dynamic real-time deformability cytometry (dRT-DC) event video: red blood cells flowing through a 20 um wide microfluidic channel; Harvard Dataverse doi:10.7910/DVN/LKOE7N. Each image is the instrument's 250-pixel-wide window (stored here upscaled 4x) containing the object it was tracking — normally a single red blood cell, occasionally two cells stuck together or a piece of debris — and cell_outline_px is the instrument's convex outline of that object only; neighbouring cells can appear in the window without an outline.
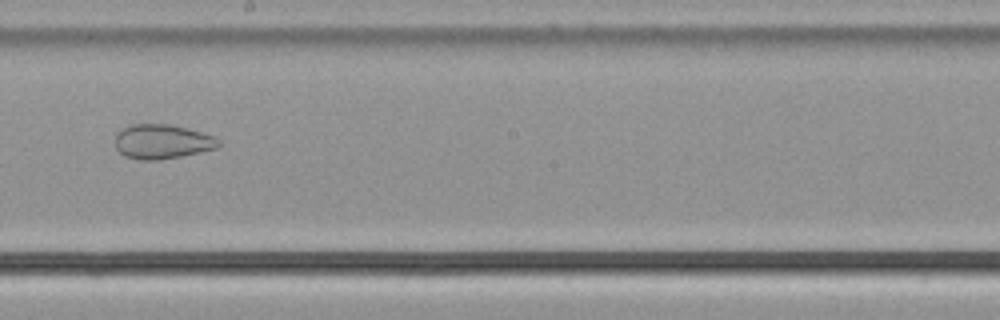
{"species": "common noctule bat (a hibernating species)", "species_latin": "Nyctalus noctula", "temperature_condition": "cold", "stored_images_in_passage": 41, "camera_frame_rate_fps": 3000, "um_per_image_px": 0.085, "animal": {"sex": "male", "body_mass_g": 21.5, "forearm_length_mm": 52.0}, "frame": {"image": 1, "passage_image": 18, "time_ms": 5.667, "image_size_px": [1000, 320], "cell_outline_px": [[220, 144], [216, 148], [200, 152], [160, 160], [140, 160], [124, 156], [116, 148], [116, 132], [132, 124], [168, 124], [188, 128], [216, 136], [220, 140]], "centroid_in_image_um": [13.8, 12.03], "position_along_channel_um": 234.4, "area_um2": 20.87}}
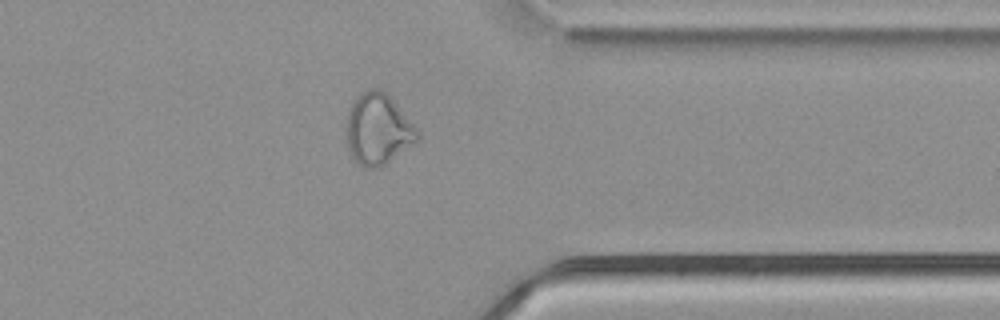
{"frame": {"image": 2, "passage_image": 30, "time_ms": 9.667, "image_size_px": [1000, 320], "cell_outline_px": [[420, 136], [416, 140], [384, 164], [376, 168], [364, 168], [348, 152], [344, 132], [348, 112], [356, 96], [360, 92], [368, 88], [376, 88], [384, 92], [396, 104], [420, 132]], "centroid_in_image_um": [32.06, 10.97], "position_along_channel_um": 379.3, "area_um2": 29.19}, "authors_computed_cell_mechanics": {"area_um2": 27.744, "velocity_mm_per_s": 3.7915, "shape_relaxation_time_tau1_ms": null, "shape_relaxation_time_tau2_ms": 1.5932, "deformation_change_tau1": null, "deformation_change_tau2": 0.0731}}